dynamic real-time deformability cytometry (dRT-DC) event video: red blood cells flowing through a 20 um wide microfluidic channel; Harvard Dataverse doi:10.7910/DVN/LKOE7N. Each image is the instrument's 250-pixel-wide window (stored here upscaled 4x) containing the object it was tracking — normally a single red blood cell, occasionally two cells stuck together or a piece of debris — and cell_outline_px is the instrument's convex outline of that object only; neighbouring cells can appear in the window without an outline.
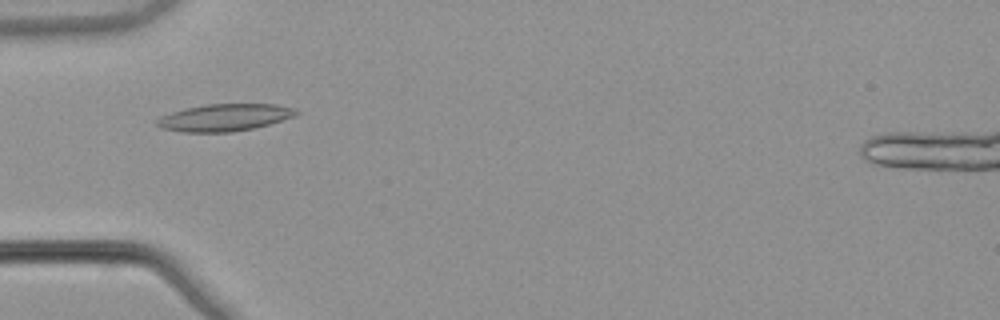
{"species": "common noctule bat (a hibernating species)", "species_latin": "Nyctalus noctula", "temperature_condition": "warm", "stored_images_in_passage": 30, "camera_frame_rate_fps": 3000, "um_per_image_px": 0.085, "animal": {"sex": "male", "body_mass_g": 21.5, "forearm_length_mm": 52.0}, "frame": {"image": 1, "passage_image": 4, "time_ms": 1.0, "image_size_px": [1000, 320], "cell_outline_px": [[300, 112], [296, 116], [268, 124], [252, 128], [232, 132], [180, 132], [160, 128], [156, 124], [156, 120], [160, 116], [184, 108], [204, 104], [276, 104], [296, 108]], "centroid_in_image_um": [19.08, 9.98], "position_along_channel_um": 65.9, "area_um2": 22.2}}
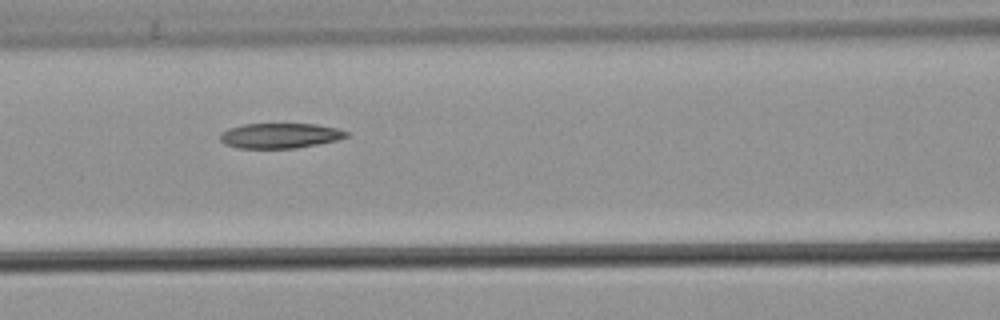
{"frame": {"image": 2, "passage_image": 10, "time_ms": 3.0, "image_size_px": [1000, 320], "cell_outline_px": [[352, 136], [336, 140], [296, 148], [236, 148], [224, 144], [220, 140], [220, 132], [228, 128], [244, 124], [316, 124], [336, 128], [348, 132]], "centroid_in_image_um": [23.78, 11.53], "position_along_channel_um": 142.8, "area_um2": 18.55}}
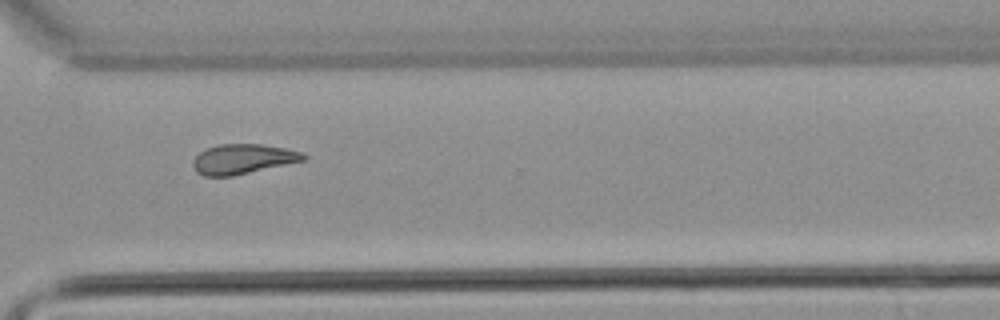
{"frame": {"image": 3, "passage_image": 26, "time_ms": 8.333, "image_size_px": [1000, 320], "cell_outline_px": [[308, 156], [304, 160], [232, 176], [204, 176], [196, 172], [192, 164], [192, 160], [200, 152], [208, 148], [220, 144], [260, 144], [288, 148], [300, 152]], "centroid_in_image_um": [20.62, 13.51], "position_along_channel_um": 350.0, "area_um2": 19.07}, "authors_computed_cell_mechanics": {"area_um2": 19.3052, "velocity_mm_per_s": 3.8917, "shape_relaxation_time_tau1_ms": null, "shape_relaxation_time_tau2_ms": 8.2496, "deformation_change_tau1": null, "deformation_change_tau2": 0.1746}}